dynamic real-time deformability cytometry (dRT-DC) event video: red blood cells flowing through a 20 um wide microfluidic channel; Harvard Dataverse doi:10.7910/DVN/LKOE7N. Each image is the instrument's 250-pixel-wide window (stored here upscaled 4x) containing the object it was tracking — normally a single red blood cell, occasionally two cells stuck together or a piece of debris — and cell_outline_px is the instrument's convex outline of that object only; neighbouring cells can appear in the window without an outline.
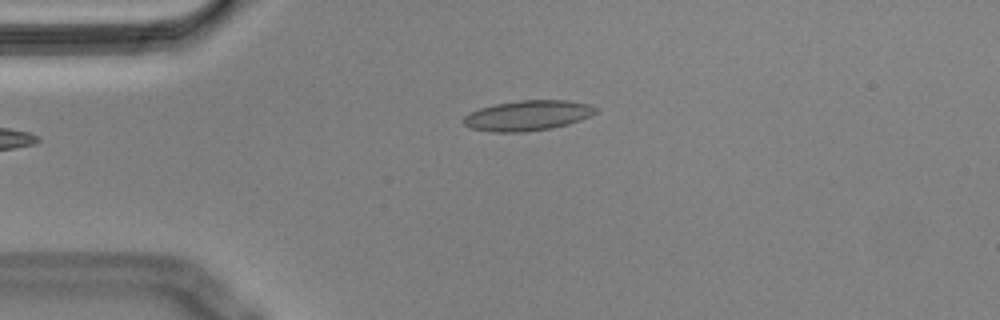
{"species": "Egyptian fruit bat (a non-hibernating species)", "species_latin": "Rousettus aegyptiacus", "temperature_condition": "cold", "stored_images_in_passage": 44, "camera_frame_rate_fps": 3000, "um_per_image_px": 0.085, "animal": {"sex": "male"}, "frame": {"image": 1, "passage_image": 1, "time_ms": 0.0, "image_size_px": [1000, 320], "cell_outline_px": [[596, 112], [580, 120], [568, 124], [552, 128], [524, 132], [492, 132], [472, 128], [464, 124], [464, 116], [480, 108], [496, 104], [520, 100], [564, 100], [588, 104], [596, 108]], "centroid_in_image_um": [44.84, 9.82], "position_along_channel_um": 40.2, "area_um2": 22.95}}
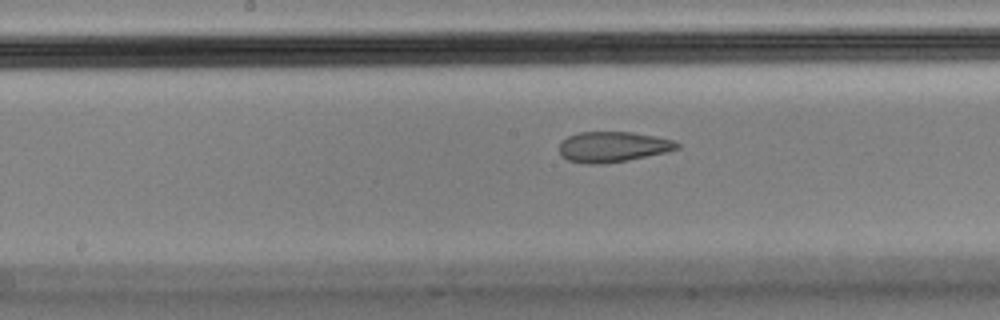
{"frame": {"image": 2, "passage_image": 16, "time_ms": 5.0, "image_size_px": [1000, 320], "cell_outline_px": [[680, 148], [668, 152], [628, 160], [604, 164], [588, 164], [568, 160], [560, 156], [560, 140], [568, 136], [580, 132], [632, 132], [672, 140], [680, 144]], "centroid_in_image_um": [52.07, 12.49], "position_along_channel_um": 196.1, "area_um2": 20.98}}
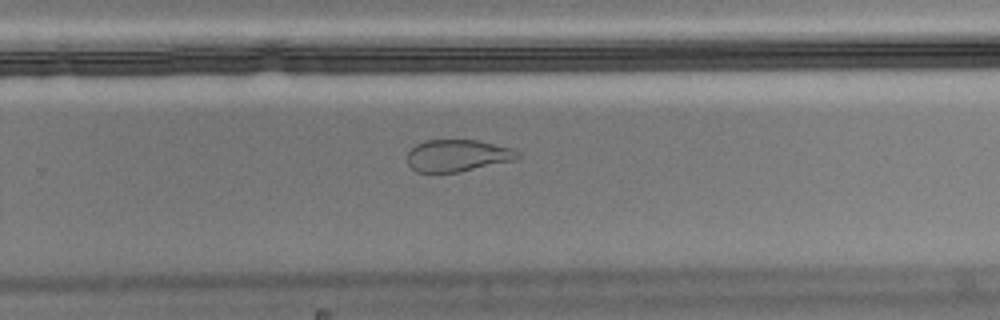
{"frame": {"image": 3, "passage_image": 24, "time_ms": 7.667, "image_size_px": [1000, 320], "cell_outline_px": [[520, 156], [516, 160], [460, 172], [416, 172], [408, 164], [408, 152], [416, 144], [424, 140], [476, 140], [512, 148], [520, 152]], "centroid_in_image_um": [38.91, 13.22], "position_along_channel_um": 290.9, "area_um2": 20.63}, "authors_computed_cell_mechanics": {"area_um2": 22.6865, "velocity_mm_per_s": 3.5737, "shape_relaxation_time_tau1_ms": null, "shape_relaxation_time_tau2_ms": 1.8506, "deformation_change_tau1": null, "deformation_change_tau2": 0.0719}}